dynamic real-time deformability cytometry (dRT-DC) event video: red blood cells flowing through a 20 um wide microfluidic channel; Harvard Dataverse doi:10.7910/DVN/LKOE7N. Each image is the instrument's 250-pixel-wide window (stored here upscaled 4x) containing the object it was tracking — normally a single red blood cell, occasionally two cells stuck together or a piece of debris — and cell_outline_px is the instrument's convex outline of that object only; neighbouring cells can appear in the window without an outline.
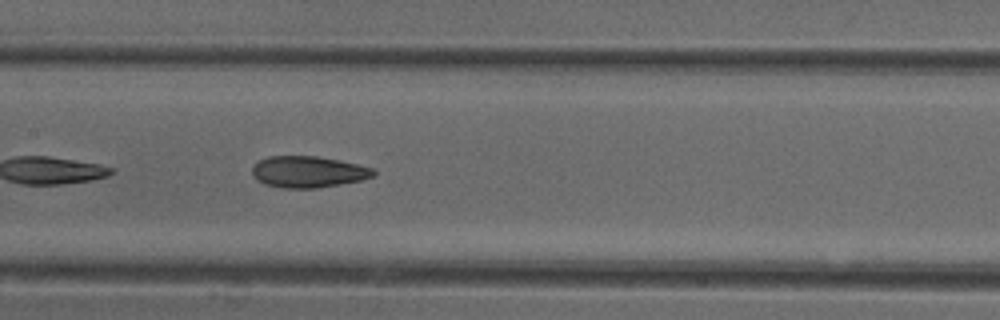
{"species": "common noctule bat (a hibernating species)", "species_latin": "Nyctalus noctula", "temperature_condition": "cold", "stored_images_in_passage": 13, "camera_frame_rate_fps": 3000, "um_per_image_px": 0.085, "animal": {"sex": "female"}, "frame": {"image": 1, "passage_image": 10, "time_ms": 3.0, "image_size_px": [1000, 320], "cell_outline_px": [[376, 172], [372, 176], [360, 180], [340, 184], [316, 188], [280, 188], [264, 184], [256, 180], [252, 172], [252, 164], [268, 156], [316, 156], [340, 160], [372, 168]], "centroid_in_image_um": [26.13, 14.6], "position_along_channel_um": 181.3, "area_um2": 22.2}}